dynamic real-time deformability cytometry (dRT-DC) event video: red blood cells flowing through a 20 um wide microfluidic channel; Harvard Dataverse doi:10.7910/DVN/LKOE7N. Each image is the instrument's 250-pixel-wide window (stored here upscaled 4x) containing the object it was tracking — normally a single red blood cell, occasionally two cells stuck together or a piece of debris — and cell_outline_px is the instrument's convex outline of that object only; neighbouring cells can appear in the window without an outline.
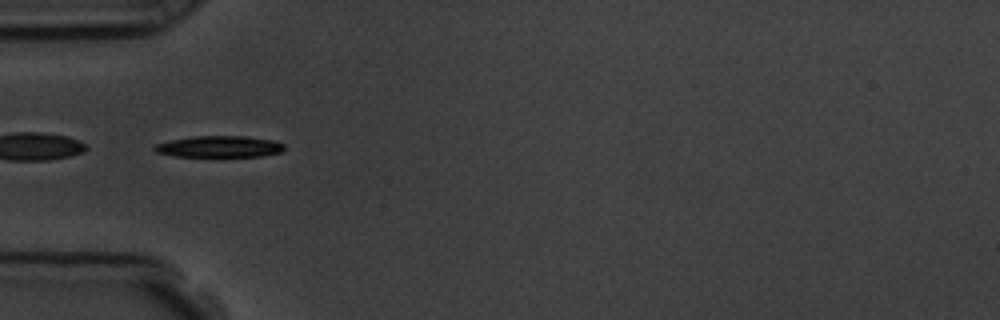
{"species": "common noctule bat (a hibernating species)", "species_latin": "Nyctalus noctula", "temperature_condition": "room temperature", "stored_images_in_passage": 52, "segment_of_instrument_passage": [2, 2], "camera_frame_rate_fps": 3000, "um_per_image_px": 0.085, "animal": {"sex": "male", "body_mass_g": 19.5, "forearm_length_mm": 54.6}, "frame": {"image": 1, "passage_image": 13, "time_ms": 4.0, "image_size_px": [1000, 320], "cell_outline_px": [[284, 148], [280, 152], [260, 156], [176, 156], [156, 152], [152, 148], [156, 144], [172, 140], [192, 136], [244, 136], [272, 140], [284, 144]], "centroid_in_image_um": [18.63, 12.45], "position_along_channel_um": 66.4, "area_um2": 15.95}}
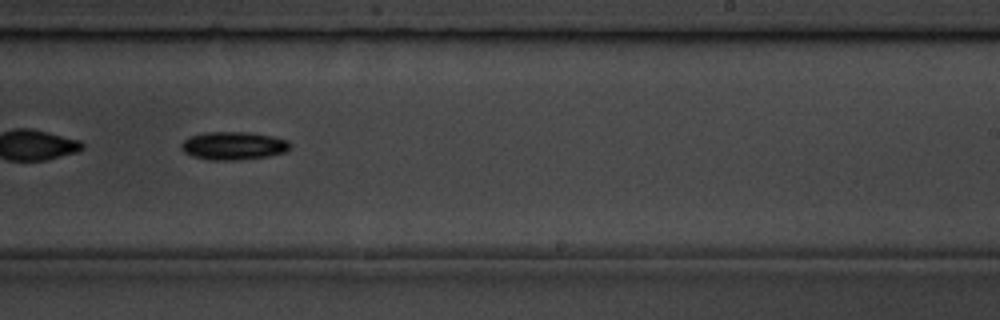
{"frame": {"image": 2, "passage_image": 30, "time_ms": 9.667, "image_size_px": [1000, 320], "cell_outline_px": [[292, 144], [284, 152], [268, 156], [236, 160], [208, 160], [192, 156], [184, 152], [180, 148], [180, 144], [188, 136], [204, 132], [248, 132], [272, 136], [288, 140]], "centroid_in_image_um": [19.8, 12.38], "position_along_channel_um": 269.2, "area_um2": 17.92}}